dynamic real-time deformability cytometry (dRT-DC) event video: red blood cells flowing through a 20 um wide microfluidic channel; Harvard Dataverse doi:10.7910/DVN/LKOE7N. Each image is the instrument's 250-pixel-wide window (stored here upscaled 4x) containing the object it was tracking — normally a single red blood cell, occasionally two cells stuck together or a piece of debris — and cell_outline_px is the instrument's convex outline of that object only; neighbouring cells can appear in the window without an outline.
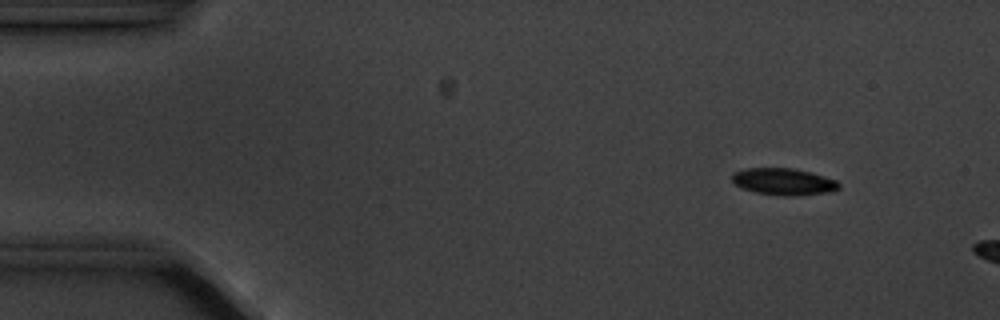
{"species": "common noctule bat (a hibernating species)", "species_latin": "Nyctalus noctula", "temperature_condition": "cold", "stored_images_in_passage": 4, "camera_frame_rate_fps": 3000, "um_per_image_px": 0.085, "animal": {"sex": "male", "body_mass_g": 20.1, "forearm_length_mm": 53.5}, "frame": {"image": 1, "passage_image": 2, "time_ms": 1.333, "image_size_px": [1000, 320], "cell_outline_px": [[840, 188], [832, 192], [792, 196], [784, 196], [756, 192], [740, 188], [732, 180], [732, 176], [736, 172], [744, 168], [796, 168], [812, 172], [836, 180], [840, 184]], "centroid_in_image_um": [66.64, 15.44], "position_along_channel_um": 18.4, "area_um2": 16.82}}